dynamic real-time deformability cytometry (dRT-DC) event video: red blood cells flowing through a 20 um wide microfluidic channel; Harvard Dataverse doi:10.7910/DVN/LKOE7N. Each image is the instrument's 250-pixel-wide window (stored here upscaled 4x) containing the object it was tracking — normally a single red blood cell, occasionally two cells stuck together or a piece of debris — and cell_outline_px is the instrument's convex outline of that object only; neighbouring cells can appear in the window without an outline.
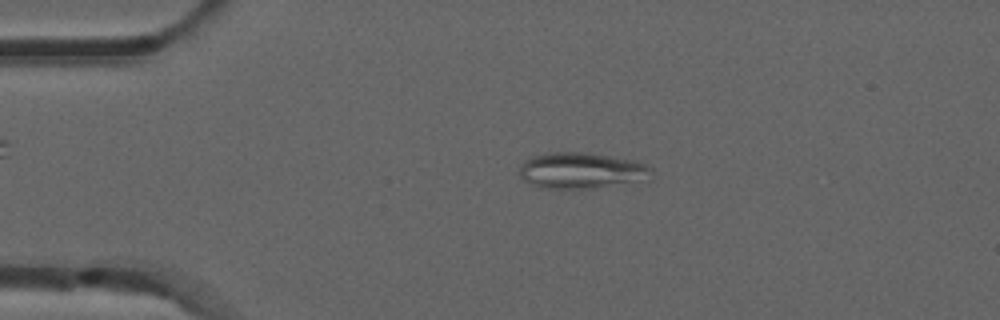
{"species": "common noctule bat (a hibernating species)", "species_latin": "Nyctalus noctula", "temperature_condition": "room temperature", "stored_images_in_passage": 51, "camera_frame_rate_fps": 3000, "um_per_image_px": 0.085, "animal": {"sex": "male", "forearm_length_mm": 52.5}, "frame": {"image": 1, "passage_image": 10, "time_ms": 3.0, "image_size_px": [1000, 320], "cell_outline_px": [[652, 168], [648, 180], [584, 188], [540, 188], [524, 180], [520, 176], [520, 164], [524, 160], [532, 156], [548, 152], [584, 152], [636, 160], [648, 164]], "centroid_in_image_um": [49.41, 14.47], "position_along_channel_um": 35.6, "area_um2": 27.69}}
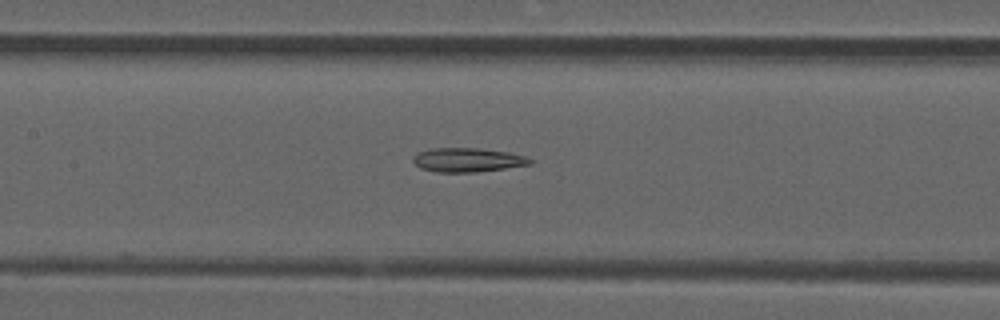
{"frame": {"image": 2, "passage_image": 23, "time_ms": 7.333, "image_size_px": [1000, 320], "cell_outline_px": [[532, 164], [476, 172], [436, 172], [420, 168], [412, 160], [416, 152], [432, 148], [476, 148], [508, 152], [524, 156], [532, 160]], "centroid_in_image_um": [39.7, 13.59], "position_along_channel_um": 167.7, "area_um2": 16.3}}
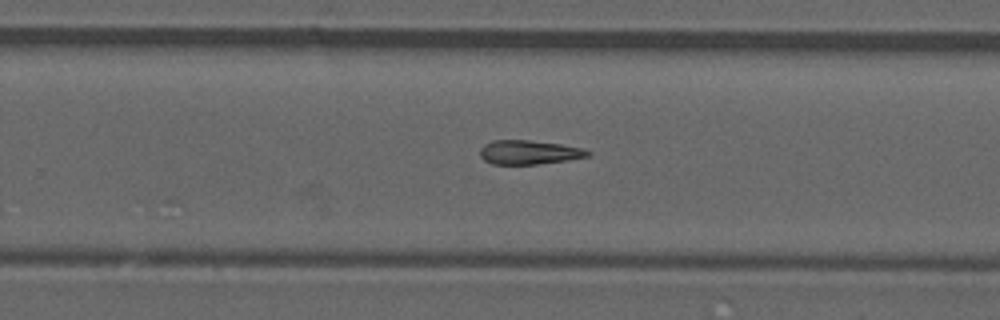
{"frame": {"image": 3, "passage_image": 32, "time_ms": 10.333, "image_size_px": [1000, 320], "cell_outline_px": [[592, 152], [588, 156], [568, 160], [536, 164], [492, 164], [484, 160], [480, 156], [480, 148], [484, 144], [492, 140], [528, 140], [560, 144], [584, 148]], "centroid_in_image_um": [44.95, 12.94], "position_along_channel_um": 284.8, "area_um2": 15.14}}